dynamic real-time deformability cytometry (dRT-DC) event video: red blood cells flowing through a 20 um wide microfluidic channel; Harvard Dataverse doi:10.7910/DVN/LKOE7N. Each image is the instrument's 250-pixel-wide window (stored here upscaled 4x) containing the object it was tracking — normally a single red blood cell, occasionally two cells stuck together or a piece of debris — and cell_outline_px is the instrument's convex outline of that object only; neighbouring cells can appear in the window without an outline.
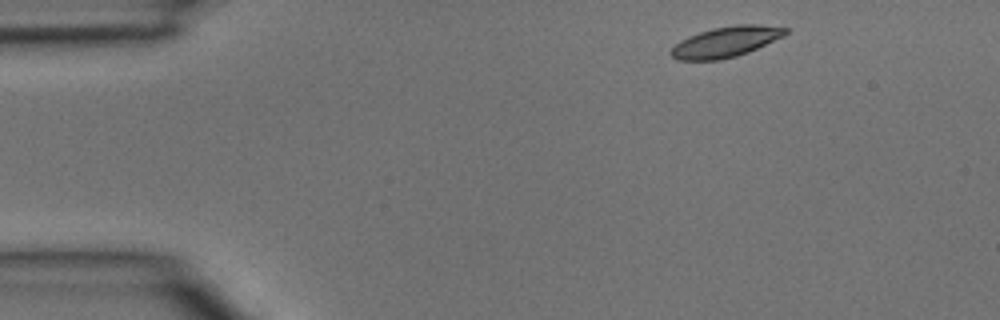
{"species": "common noctule bat (a hibernating species)", "species_latin": "Nyctalus noctula", "temperature_condition": "room temperature", "stored_images_in_passage": 4, "camera_frame_rate_fps": 3000, "um_per_image_px": 0.085, "animal": {"sex": "male", "body_mass_g": 15.6}, "frame": {"image": 1, "passage_image": 1, "time_ms": 0.0, "image_size_px": [1000, 320], "cell_outline_px": [[788, 32], [784, 36], [748, 52], [736, 56], [720, 60], [676, 60], [668, 52], [680, 40], [688, 36], [712, 28], [736, 24], [756, 24], [788, 28]], "centroid_in_image_um": [61.68, 3.56], "position_along_channel_um": 23.3, "area_um2": 20.4}}
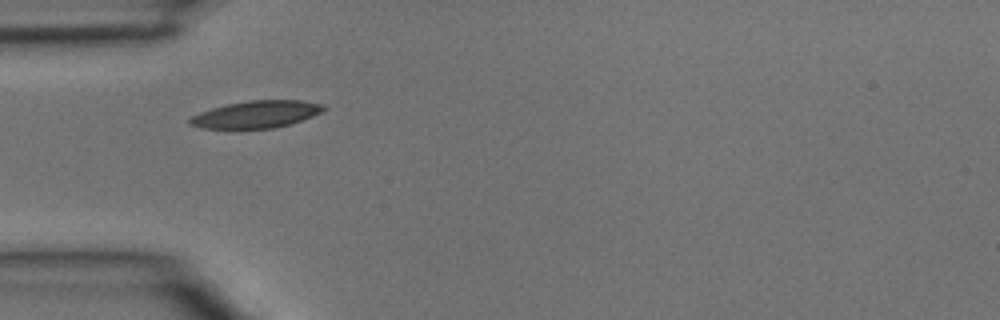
{"frame": {"image": 2, "passage_image": 3, "time_ms": 0.667, "image_size_px": [1000, 320], "cell_outline_px": [[328, 108], [312, 116], [288, 124], [272, 128], [200, 128], [188, 124], [188, 120], [192, 116], [200, 112], [212, 108], [228, 104], [252, 100], [300, 100], [324, 104]], "centroid_in_image_um": [21.78, 9.71], "position_along_channel_um": 63.2, "area_um2": 20.92}}
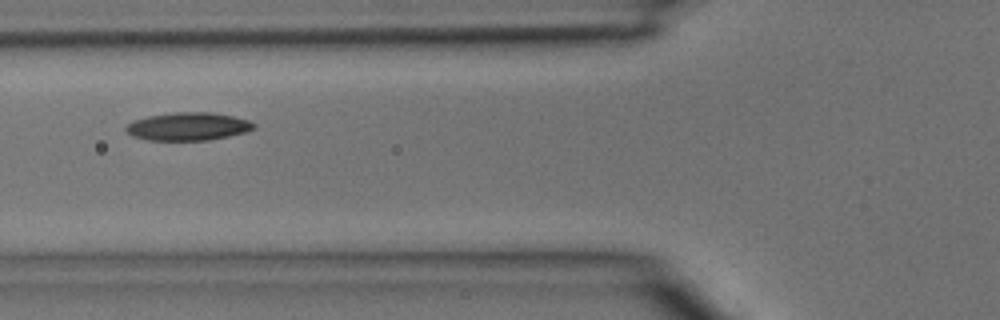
{"frame": {"image": 3, "passage_image": 4, "time_ms": 1.0, "image_size_px": [1000, 320], "cell_outline_px": [[256, 128], [244, 132], [228, 136], [208, 140], [148, 140], [132, 136], [124, 128], [128, 124], [136, 120], [148, 116], [172, 112], [212, 112], [232, 116], [248, 120], [256, 124]], "centroid_in_image_um": [16.0, 10.74], "position_along_channel_um": 109.8, "area_um2": 20.75}}